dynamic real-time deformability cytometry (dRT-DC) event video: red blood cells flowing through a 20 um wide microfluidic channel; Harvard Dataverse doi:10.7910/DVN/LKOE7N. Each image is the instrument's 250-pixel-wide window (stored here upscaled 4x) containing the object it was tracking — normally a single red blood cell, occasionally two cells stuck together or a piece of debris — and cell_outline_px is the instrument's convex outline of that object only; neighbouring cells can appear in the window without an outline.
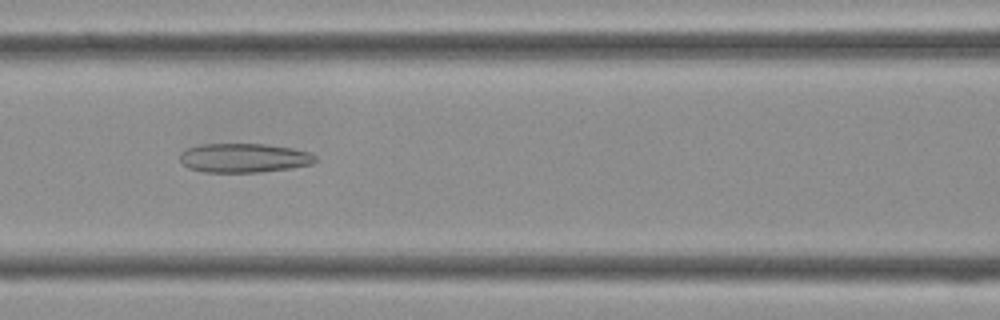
{"species": "Egyptian fruit bat (a non-hibernating species)", "species_latin": "Rousettus aegyptiacus", "temperature_condition": "cold", "stored_images_in_passage": 33, "camera_frame_rate_fps": 3000, "um_per_image_px": 0.085, "frame": {"image": 1, "passage_image": 11, "time_ms": 3.333, "image_size_px": [1000, 320], "cell_outline_px": [[320, 160], [312, 164], [288, 168], [256, 172], [204, 172], [188, 168], [180, 160], [180, 152], [184, 148], [200, 144], [264, 144], [292, 148], [308, 152], [316, 156]], "centroid_in_image_um": [20.71, 13.41], "position_along_channel_um": 145.9, "area_um2": 23.06}}
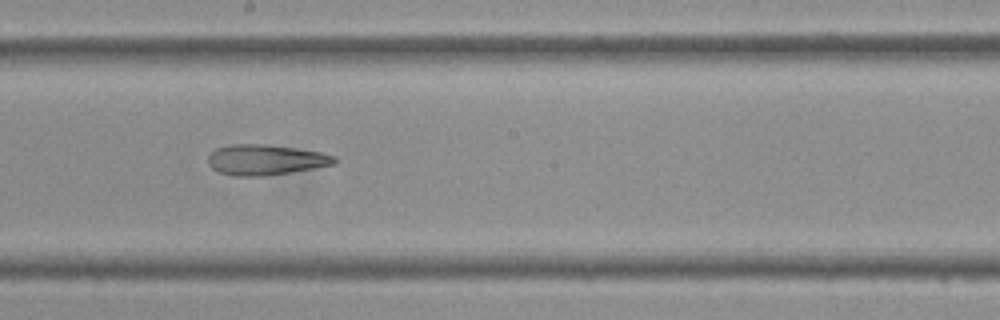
{"frame": {"image": 2, "passage_image": 16, "time_ms": 5.0, "image_size_px": [1000, 320], "cell_outline_px": [[340, 160], [336, 164], [292, 172], [264, 176], [232, 176], [220, 172], [212, 168], [208, 164], [208, 156], [216, 148], [232, 144], [264, 144], [320, 152], [336, 156]], "centroid_in_image_um": [22.59, 13.59], "position_along_channel_um": 225.6, "area_um2": 22.48}}
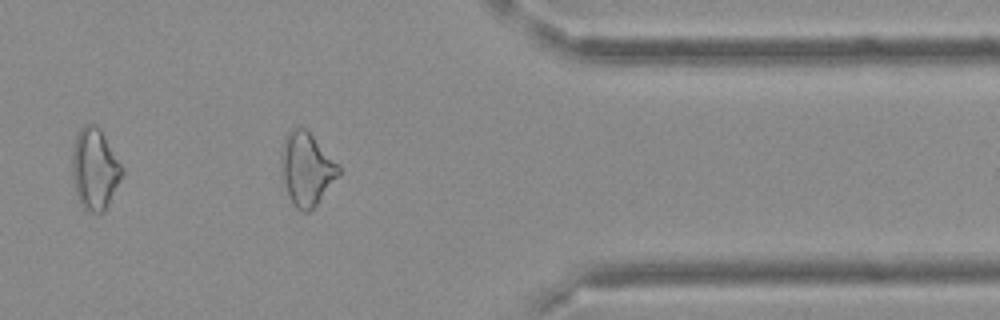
{"frame": {"image": 3, "passage_image": 27, "time_ms": 8.667, "image_size_px": [1000, 320], "cell_outline_px": [[340, 176], [316, 204], [308, 212], [300, 212], [296, 208], [288, 192], [280, 172], [280, 156], [284, 136], [288, 128], [304, 128], [340, 164]], "centroid_in_image_um": [26.05, 14.34], "position_along_channel_um": 385.3, "area_um2": 24.57}}